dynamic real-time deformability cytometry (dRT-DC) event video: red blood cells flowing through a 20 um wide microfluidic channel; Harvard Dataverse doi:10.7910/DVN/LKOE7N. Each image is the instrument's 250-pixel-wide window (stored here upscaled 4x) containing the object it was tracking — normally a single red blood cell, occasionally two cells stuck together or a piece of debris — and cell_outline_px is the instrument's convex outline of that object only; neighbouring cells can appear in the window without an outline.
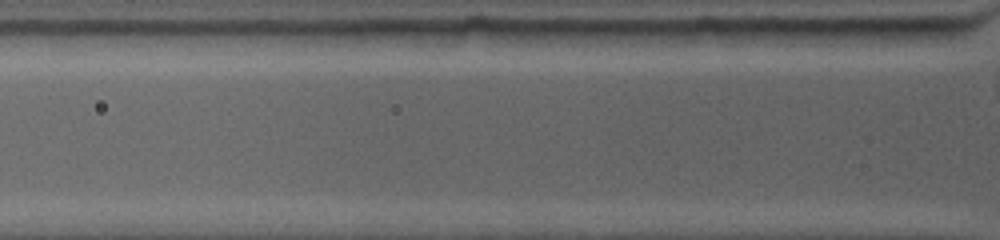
{"species": "common noctule bat (a hibernating species)", "species_latin": "Nyctalus noctula", "temperature_condition": "warm", "stored_images_in_passage": 2, "camera_frame_rate_fps": 4500, "um_per_image_px": 0.085, "animal": {"sex": "female", "body_mass_g": 19.0, "forearm_length_mm": 53.3}, "frame": {"image": 1, "passage_image": 2, "time_ms": 0.667, "image_size_px": [1000, 240], "cell_outline_px": [[852, 28], [848, 44], [684, 48], [680, 32], [700, 28]], "centroid_in_image_um": [64.91, 3.15], "position_along_channel_um": 60.9, "area_um2": 21.62}}